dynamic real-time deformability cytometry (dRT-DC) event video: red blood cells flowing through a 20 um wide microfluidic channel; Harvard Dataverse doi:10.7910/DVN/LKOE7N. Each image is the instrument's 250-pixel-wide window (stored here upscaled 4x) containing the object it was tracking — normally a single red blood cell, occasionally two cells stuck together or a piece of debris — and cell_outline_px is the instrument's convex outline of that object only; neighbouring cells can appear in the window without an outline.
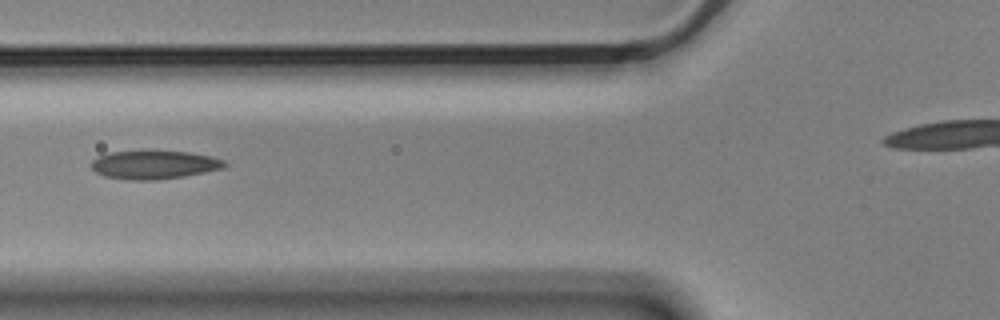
{"species": "Egyptian fruit bat (a non-hibernating species)", "species_latin": "Rousettus aegyptiacus", "temperature_condition": "cold", "stored_images_in_passage": 6, "camera_frame_rate_fps": 3000, "um_per_image_px": 0.085, "animal": {"sex": "male"}, "frame": {"image": 1, "passage_image": 3, "time_ms": 0.667, "image_size_px": [1000, 320], "cell_outline_px": [[228, 164], [224, 168], [184, 176], [156, 180], [132, 180], [104, 176], [96, 172], [92, 168], [92, 160], [100, 156], [112, 152], [144, 148], [188, 152], [208, 156], [224, 160]], "centroid_in_image_um": [13.09, 13.96], "position_along_channel_um": 112.7, "area_um2": 22.66}}
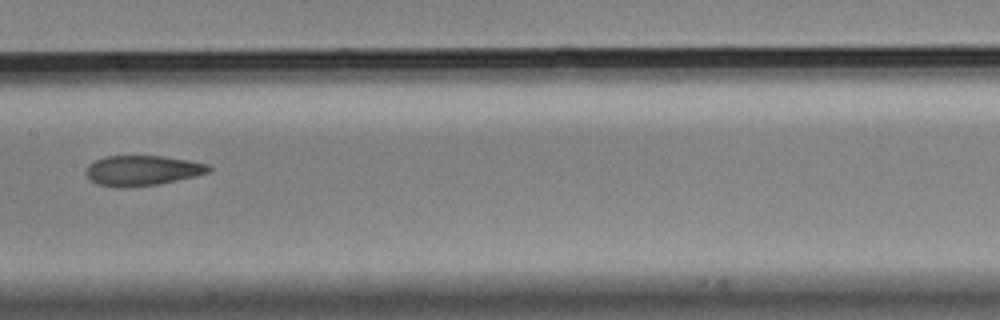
{"frame": {"image": 2, "passage_image": 5, "time_ms": 1.333, "image_size_px": [1000, 320], "cell_outline_px": [[212, 172], [196, 176], [160, 184], [120, 188], [100, 184], [92, 180], [84, 172], [88, 164], [104, 156], [160, 156], [188, 160], [208, 164], [212, 168]], "centroid_in_image_um": [12.13, 14.49], "position_along_channel_um": 195.3, "area_um2": 21.62}}
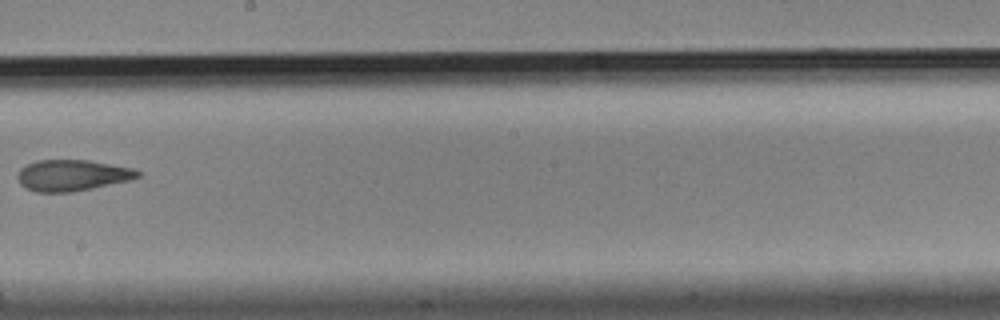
{"frame": {"image": 3, "passage_image": 6, "time_ms": 1.667, "image_size_px": [1000, 320], "cell_outline_px": [[140, 176], [132, 180], [72, 192], [36, 192], [20, 184], [16, 176], [20, 168], [36, 160], [88, 160], [132, 168], [140, 172]], "centroid_in_image_um": [6.13, 14.9], "position_along_channel_um": 242.1, "area_um2": 21.79}}